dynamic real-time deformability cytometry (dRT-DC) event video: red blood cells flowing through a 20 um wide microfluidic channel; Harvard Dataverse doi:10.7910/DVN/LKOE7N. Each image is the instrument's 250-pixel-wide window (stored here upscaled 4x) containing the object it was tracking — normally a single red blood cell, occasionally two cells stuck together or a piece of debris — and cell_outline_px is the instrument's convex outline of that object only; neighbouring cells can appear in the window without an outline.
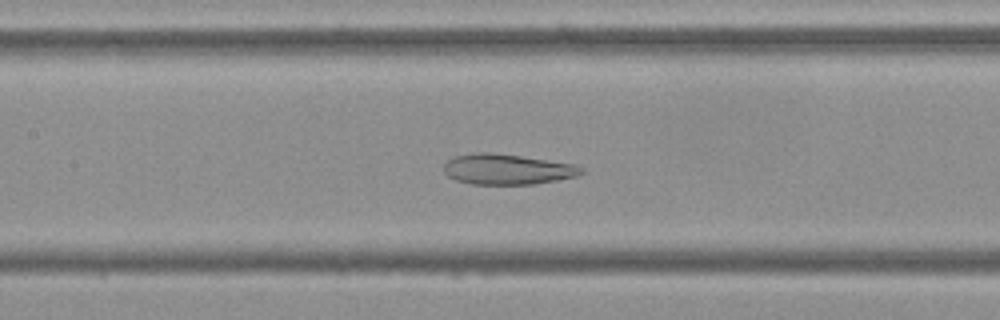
{"species": "Egyptian fruit bat (a non-hibernating species)", "species_latin": "Rousettus aegyptiacus", "temperature_condition": "cold", "stored_images_in_passage": 55, "camera_frame_rate_fps": 3000, "um_per_image_px": 0.085, "frame": {"image": 1, "passage_image": 25, "time_ms": 8.0, "image_size_px": [1000, 320], "cell_outline_px": [[584, 172], [576, 176], [556, 180], [532, 184], [472, 184], [456, 180], [448, 176], [444, 172], [444, 164], [452, 156], [472, 152], [492, 152], [576, 164], [584, 168]], "centroid_in_image_um": [43.09, 14.37], "position_along_channel_um": 164.3, "area_um2": 24.51}}
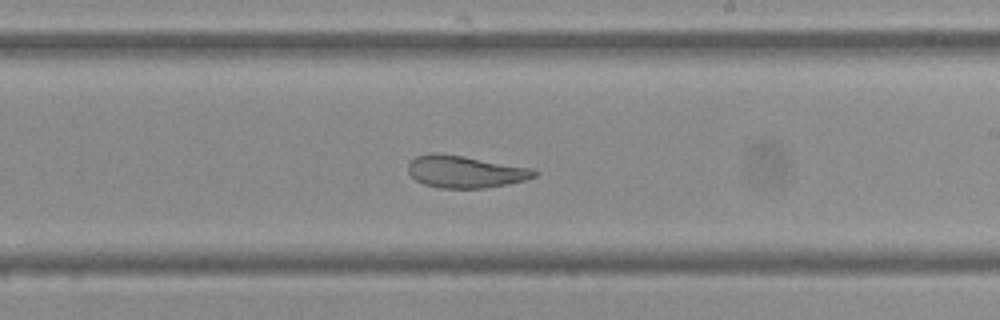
{"frame": {"image": 2, "passage_image": 32, "time_ms": 10.333, "image_size_px": [1000, 320], "cell_outline_px": [[540, 172], [536, 176], [524, 180], [484, 188], [440, 188], [424, 184], [416, 180], [408, 172], [408, 164], [416, 156], [432, 152], [464, 156], [532, 168]], "centroid_in_image_um": [39.53, 14.59], "position_along_channel_um": 249.5, "area_um2": 23.52}}
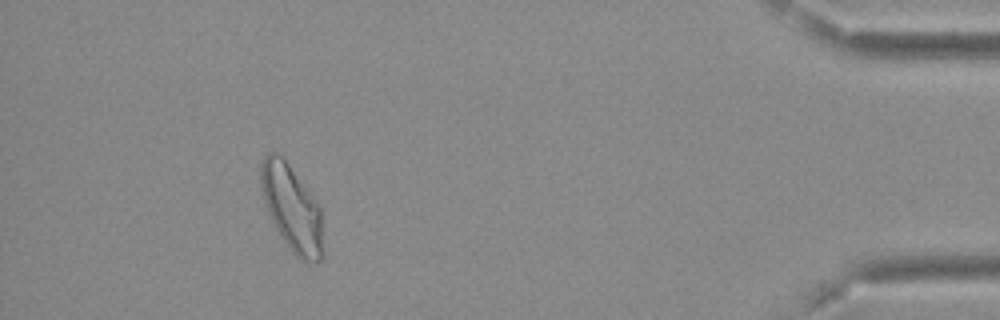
{"frame": {"image": 3, "passage_image": 50, "time_ms": 16.333, "image_size_px": [1000, 320], "cell_outline_px": [[324, 256], [316, 264], [300, 260], [292, 252], [280, 236], [264, 204], [260, 188], [260, 168], [264, 156], [268, 152], [280, 152], [316, 200], [320, 208]], "centroid_in_image_um": [24.8, 17.7], "position_along_channel_um": 410.4, "area_um2": 31.67}, "authors_computed_cell_mechanics": {"area_um2": 29.767, "velocity_mm_per_s": 3.665, "shape_relaxation_time_tau1_ms": null, "shape_relaxation_time_tau2_ms": 2.1562, "deformation_change_tau1": null, "deformation_change_tau2": 0.0986}}